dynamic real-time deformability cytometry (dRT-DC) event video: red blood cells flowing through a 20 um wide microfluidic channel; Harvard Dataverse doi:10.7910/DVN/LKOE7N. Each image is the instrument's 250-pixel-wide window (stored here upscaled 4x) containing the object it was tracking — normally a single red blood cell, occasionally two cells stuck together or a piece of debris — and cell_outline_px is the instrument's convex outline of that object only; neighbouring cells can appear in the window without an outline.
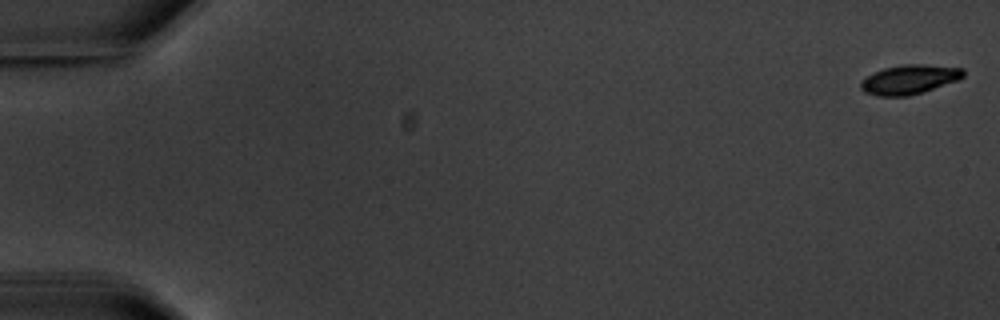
{"species": "common noctule bat (a hibernating species)", "species_latin": "Nyctalus noctula", "temperature_condition": "warm", "stored_images_in_passage": 6, "camera_frame_rate_fps": 3000, "um_per_image_px": 0.085, "animal": {"sex": "male", "body_mass_g": 20.1, "forearm_length_mm": 53.5}, "frame": {"image": 1, "passage_image": 1, "time_ms": 0.0, "image_size_px": [1000, 320], "cell_outline_px": [[964, 76], [960, 80], [908, 96], [876, 96], [864, 92], [860, 88], [860, 84], [868, 76], [884, 68], [904, 64], [924, 64], [964, 68]], "centroid_in_image_um": [77.33, 6.75], "position_along_channel_um": 7.7, "area_um2": 17.46}}
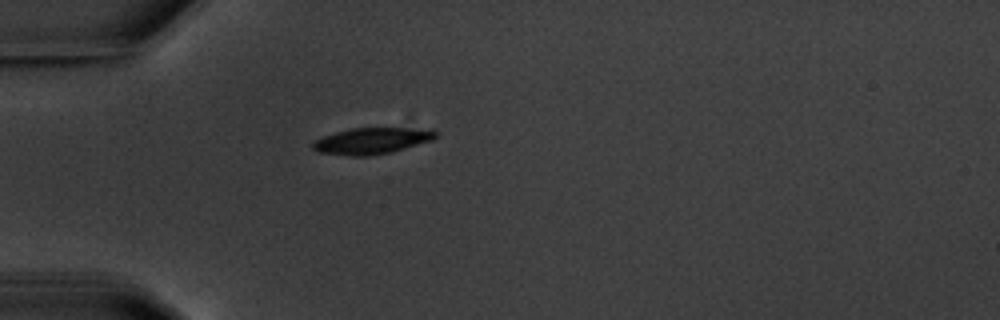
{"frame": {"image": 2, "passage_image": 5, "time_ms": 5.667, "image_size_px": [1000, 320], "cell_outline_px": [[436, 136], [432, 140], [392, 152], [368, 156], [352, 156], [320, 152], [312, 148], [312, 144], [316, 140], [324, 136], [336, 132], [352, 128], [432, 128], [436, 132]], "centroid_in_image_um": [31.64, 11.96], "position_along_channel_um": 53.4, "area_um2": 18.73}}